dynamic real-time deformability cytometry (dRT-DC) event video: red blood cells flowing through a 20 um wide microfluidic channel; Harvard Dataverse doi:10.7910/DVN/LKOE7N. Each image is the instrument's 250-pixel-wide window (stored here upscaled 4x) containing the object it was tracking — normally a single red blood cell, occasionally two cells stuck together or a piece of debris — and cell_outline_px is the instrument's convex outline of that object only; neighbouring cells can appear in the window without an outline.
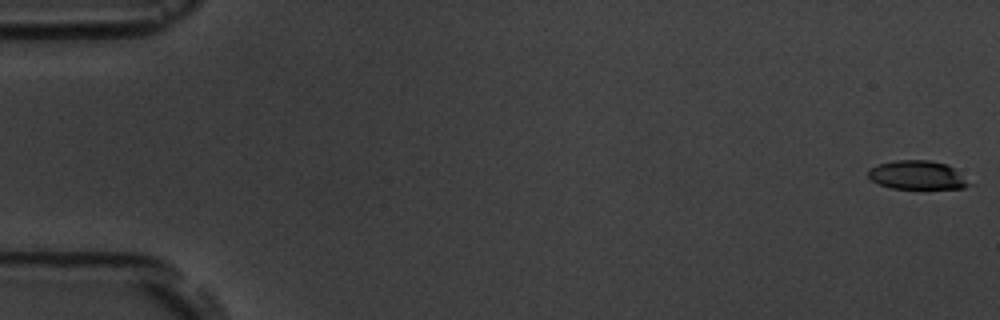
{"species": "common noctule bat (a hibernating species)", "species_latin": "Nyctalus noctula", "temperature_condition": "room temperature", "stored_images_in_passage": 4, "camera_frame_rate_fps": 3000, "um_per_image_px": 0.085, "animal": {"sex": "male", "body_mass_g": 19.5, "forearm_length_mm": 54.6}, "frame": {"image": 1, "passage_image": 1, "time_ms": 0.0, "image_size_px": [1000, 320], "cell_outline_px": [[976, 184], [964, 188], [892, 188], [880, 184], [872, 180], [868, 176], [868, 172], [872, 168], [880, 164], [896, 160], [928, 160], [948, 164]], "centroid_in_image_um": [78.07, 14.88], "position_along_channel_um": 6.9, "area_um2": 16.88}}